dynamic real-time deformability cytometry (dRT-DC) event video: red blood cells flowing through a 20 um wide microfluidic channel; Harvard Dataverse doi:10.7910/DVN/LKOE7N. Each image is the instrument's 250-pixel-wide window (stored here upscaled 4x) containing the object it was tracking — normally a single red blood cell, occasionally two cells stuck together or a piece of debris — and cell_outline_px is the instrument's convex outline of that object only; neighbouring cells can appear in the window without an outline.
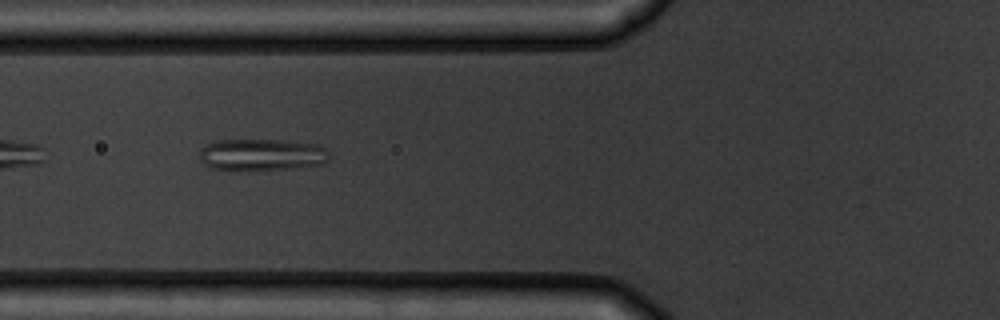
{"species": "common noctule bat (a hibernating species)", "species_latin": "Nyctalus noctula", "temperature_condition": "warm", "stored_images_in_passage": 10, "camera_frame_rate_fps": 3000, "um_per_image_px": 0.085, "animal": {"sex": "male", "body_mass_g": 19.5, "forearm_length_mm": 54.6}, "frame": {"image": 1, "passage_image": 7, "time_ms": 8.0, "image_size_px": [1000, 320], "cell_outline_px": [[328, 160], [324, 164], [288, 168], [248, 172], [240, 172], [208, 168], [200, 160], [200, 148], [216, 140], [288, 140], [320, 144], [328, 152]], "centroid_in_image_um": [22.22, 13.17], "position_along_channel_um": 103.6, "area_um2": 24.85}}